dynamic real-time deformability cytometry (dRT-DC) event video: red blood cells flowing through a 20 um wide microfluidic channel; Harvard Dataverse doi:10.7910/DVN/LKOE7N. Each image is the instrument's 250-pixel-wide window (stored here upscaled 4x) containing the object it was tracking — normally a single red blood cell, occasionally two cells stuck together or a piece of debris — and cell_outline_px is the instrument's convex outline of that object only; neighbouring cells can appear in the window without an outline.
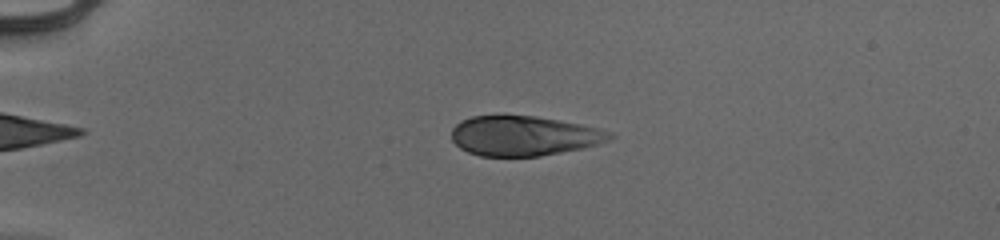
{"species": "human", "species_latin": "Homo sapiens", "temperature_condition": "cold", "stored_images_in_passage": 51, "camera_frame_rate_fps": 3000, "um_per_image_px": 0.085, "donor": {"sex": "male"}, "frame": {"image": 1, "passage_image": 12, "time_ms": 3.667, "image_size_px": [1000, 240], "cell_outline_px": [[616, 136], [596, 144], [584, 148], [540, 156], [480, 156], [468, 152], [460, 148], [452, 140], [452, 128], [460, 120], [472, 116], [536, 116], [580, 124], [612, 132]], "centroid_in_image_um": [44.5, 11.55], "position_along_channel_um": 40.5, "area_um2": 36.53}}
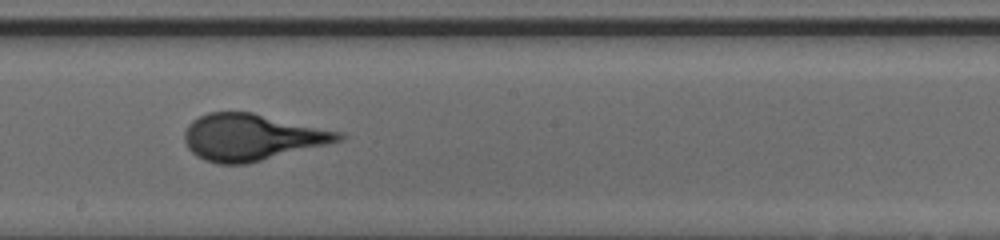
{"frame": {"image": 2, "passage_image": 30, "time_ms": 9.667, "image_size_px": [1000, 240], "cell_outline_px": [[348, 136], [340, 140], [248, 164], [216, 164], [204, 160], [196, 156], [188, 148], [184, 140], [184, 132], [188, 124], [192, 120], [208, 112], [252, 112], [344, 132]], "centroid_in_image_um": [21.38, 11.66], "position_along_channel_um": 226.8, "area_um2": 41.85}}
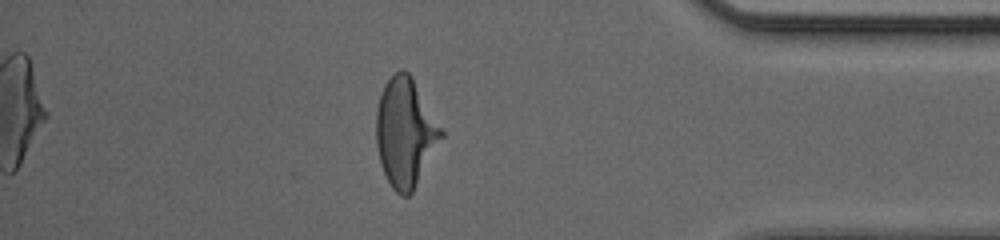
{"frame": {"image": 3, "passage_image": 45, "time_ms": 14.667, "image_size_px": [1000, 240], "cell_outline_px": [[444, 136], [412, 192], [408, 196], [400, 196], [392, 188], [380, 164], [376, 144], [376, 112], [380, 96], [384, 84], [400, 68], [404, 68], [408, 72], [444, 132]], "centroid_in_image_um": [34.43, 11.28], "position_along_channel_um": 400.8, "area_um2": 40.75}}